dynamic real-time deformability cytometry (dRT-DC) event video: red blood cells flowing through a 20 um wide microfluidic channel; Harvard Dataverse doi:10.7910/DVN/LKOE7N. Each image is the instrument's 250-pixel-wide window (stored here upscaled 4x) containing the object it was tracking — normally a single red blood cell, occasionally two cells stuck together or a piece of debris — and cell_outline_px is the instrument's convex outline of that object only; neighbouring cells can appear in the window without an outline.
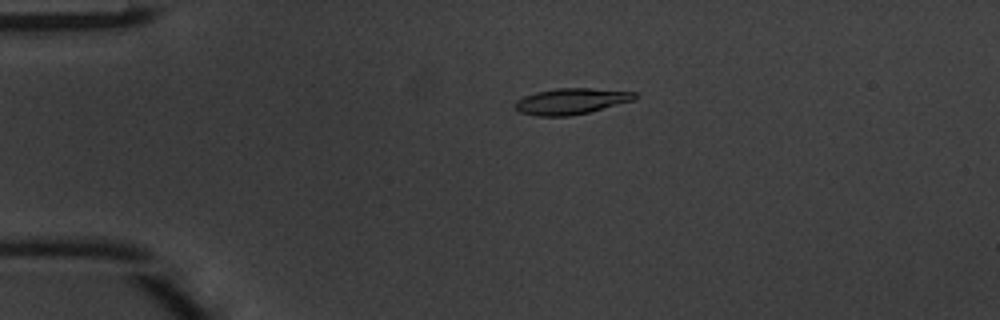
{"species": "common noctule bat (a hibernating species)", "species_latin": "Nyctalus noctula", "temperature_condition": "warm", "stored_images_in_passage": 49, "camera_frame_rate_fps": 3000, "um_per_image_px": 0.085, "animal": {"sex": "male", "body_mass_g": 20.1, "forearm_length_mm": 53.5}, "frame": {"image": 1, "passage_image": 11, "time_ms": 3.333, "image_size_px": [1000, 320], "cell_outline_px": [[640, 96], [636, 100], [588, 112], [568, 116], [536, 116], [520, 112], [512, 104], [516, 100], [524, 96], [536, 92], [556, 88], [592, 88], [636, 92]], "centroid_in_image_um": [48.57, 8.6], "position_along_channel_um": 36.4, "area_um2": 18.32}}
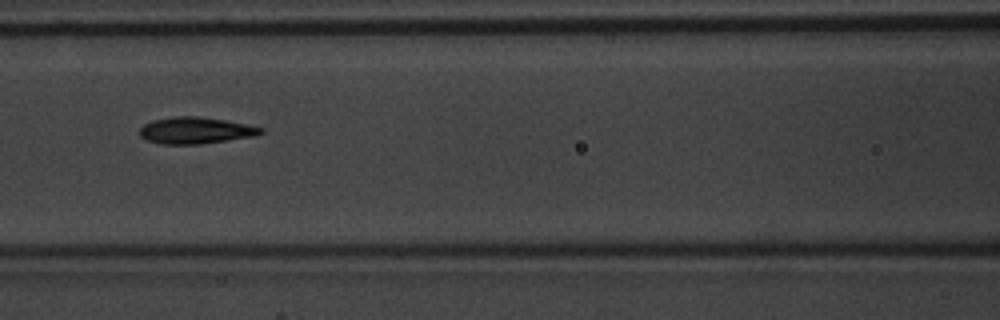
{"frame": {"image": 2, "passage_image": 22, "time_ms": 7.0, "image_size_px": [1000, 320], "cell_outline_px": [[264, 132], [256, 136], [200, 144], [160, 144], [148, 140], [140, 136], [140, 128], [144, 124], [152, 120], [176, 116], [196, 116], [224, 120], [264, 128]], "centroid_in_image_um": [16.62, 11.09], "position_along_channel_um": 150.0, "area_um2": 18.67}}
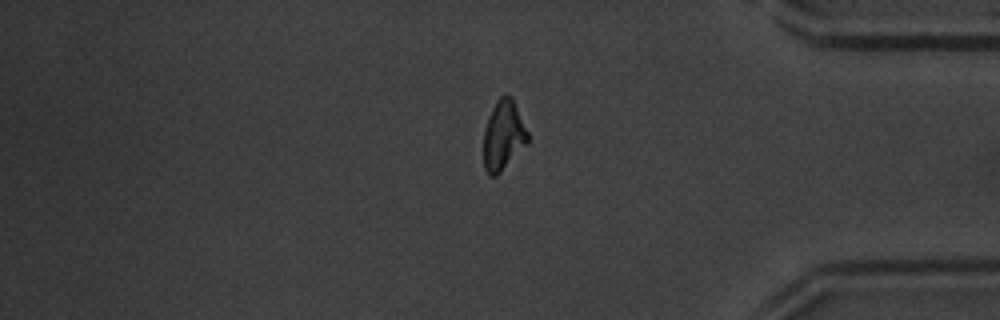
{"frame": {"image": 3, "passage_image": 41, "time_ms": 13.333, "image_size_px": [1000, 320], "cell_outline_px": [[528, 140], [500, 172], [496, 176], [488, 176], [484, 168], [484, 128], [488, 116], [496, 100], [504, 92], [512, 96], [528, 132]], "centroid_in_image_um": [42.75, 11.45], "position_along_channel_um": 392.4, "area_um2": 17.8}, "authors_computed_cell_mechanics": {"area_um2": 17.918, "velocity_mm_per_s": 4.162, "shape_relaxation_time_tau1_ms": 2.6008, "shape_relaxation_time_tau2_ms": 1.7497, "deformation_change_tau1": 0.1845, "deformation_change_tau2": 0.1055}}